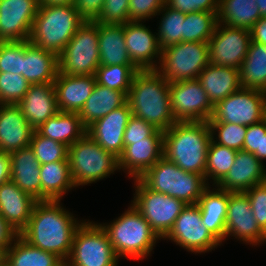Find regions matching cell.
Segmentation results:
<instances>
[{"label":"cell","instance_id":"1","mask_svg":"<svg viewBox=\"0 0 266 266\" xmlns=\"http://www.w3.org/2000/svg\"><path fill=\"white\" fill-rule=\"evenodd\" d=\"M60 203L61 200L37 201L27 226L19 235L32 246L54 253L65 262L74 233L84 220H77Z\"/></svg>","mask_w":266,"mask_h":266},{"label":"cell","instance_id":"2","mask_svg":"<svg viewBox=\"0 0 266 266\" xmlns=\"http://www.w3.org/2000/svg\"><path fill=\"white\" fill-rule=\"evenodd\" d=\"M132 115L165 132L177 121L171 111L169 82L157 70H138L127 94Z\"/></svg>","mask_w":266,"mask_h":266},{"label":"cell","instance_id":"3","mask_svg":"<svg viewBox=\"0 0 266 266\" xmlns=\"http://www.w3.org/2000/svg\"><path fill=\"white\" fill-rule=\"evenodd\" d=\"M211 140L208 121L176 122L164 132L163 156L182 170L205 178Z\"/></svg>","mask_w":266,"mask_h":266},{"label":"cell","instance_id":"4","mask_svg":"<svg viewBox=\"0 0 266 266\" xmlns=\"http://www.w3.org/2000/svg\"><path fill=\"white\" fill-rule=\"evenodd\" d=\"M130 205L116 220L99 224L106 231L119 259L143 260L151 256L153 247L161 238L134 205Z\"/></svg>","mask_w":266,"mask_h":266},{"label":"cell","instance_id":"5","mask_svg":"<svg viewBox=\"0 0 266 266\" xmlns=\"http://www.w3.org/2000/svg\"><path fill=\"white\" fill-rule=\"evenodd\" d=\"M84 22L73 4H39L29 42L58 56Z\"/></svg>","mask_w":266,"mask_h":266},{"label":"cell","instance_id":"6","mask_svg":"<svg viewBox=\"0 0 266 266\" xmlns=\"http://www.w3.org/2000/svg\"><path fill=\"white\" fill-rule=\"evenodd\" d=\"M139 180L152 191L170 195L185 204H197L209 186L203 175L184 171L164 156Z\"/></svg>","mask_w":266,"mask_h":266},{"label":"cell","instance_id":"7","mask_svg":"<svg viewBox=\"0 0 266 266\" xmlns=\"http://www.w3.org/2000/svg\"><path fill=\"white\" fill-rule=\"evenodd\" d=\"M67 158L75 187L96 183L119 171L118 158L88 134L68 148Z\"/></svg>","mask_w":266,"mask_h":266},{"label":"cell","instance_id":"8","mask_svg":"<svg viewBox=\"0 0 266 266\" xmlns=\"http://www.w3.org/2000/svg\"><path fill=\"white\" fill-rule=\"evenodd\" d=\"M118 260L102 226L85 219L74 233L65 266H118Z\"/></svg>","mask_w":266,"mask_h":266},{"label":"cell","instance_id":"9","mask_svg":"<svg viewBox=\"0 0 266 266\" xmlns=\"http://www.w3.org/2000/svg\"><path fill=\"white\" fill-rule=\"evenodd\" d=\"M99 65L98 23L85 21L58 55V72L71 76L95 75Z\"/></svg>","mask_w":266,"mask_h":266},{"label":"cell","instance_id":"10","mask_svg":"<svg viewBox=\"0 0 266 266\" xmlns=\"http://www.w3.org/2000/svg\"><path fill=\"white\" fill-rule=\"evenodd\" d=\"M209 63V42H180L162 49L156 70L173 83L197 79Z\"/></svg>","mask_w":266,"mask_h":266},{"label":"cell","instance_id":"11","mask_svg":"<svg viewBox=\"0 0 266 266\" xmlns=\"http://www.w3.org/2000/svg\"><path fill=\"white\" fill-rule=\"evenodd\" d=\"M135 193L131 203L163 239L173 228L186 204L170 195L152 191L139 179H133Z\"/></svg>","mask_w":266,"mask_h":266},{"label":"cell","instance_id":"12","mask_svg":"<svg viewBox=\"0 0 266 266\" xmlns=\"http://www.w3.org/2000/svg\"><path fill=\"white\" fill-rule=\"evenodd\" d=\"M265 106V91L241 87L214 105L208 121L249 126L265 118Z\"/></svg>","mask_w":266,"mask_h":266},{"label":"cell","instance_id":"13","mask_svg":"<svg viewBox=\"0 0 266 266\" xmlns=\"http://www.w3.org/2000/svg\"><path fill=\"white\" fill-rule=\"evenodd\" d=\"M166 239L194 254H205L222 245L202 223L197 204H186L173 228L163 238Z\"/></svg>","mask_w":266,"mask_h":266},{"label":"cell","instance_id":"14","mask_svg":"<svg viewBox=\"0 0 266 266\" xmlns=\"http://www.w3.org/2000/svg\"><path fill=\"white\" fill-rule=\"evenodd\" d=\"M171 111L177 122L208 121L214 105L197 79L170 83Z\"/></svg>","mask_w":266,"mask_h":266},{"label":"cell","instance_id":"15","mask_svg":"<svg viewBox=\"0 0 266 266\" xmlns=\"http://www.w3.org/2000/svg\"><path fill=\"white\" fill-rule=\"evenodd\" d=\"M251 42L250 30L218 23L209 39L210 64L240 69Z\"/></svg>","mask_w":266,"mask_h":266},{"label":"cell","instance_id":"16","mask_svg":"<svg viewBox=\"0 0 266 266\" xmlns=\"http://www.w3.org/2000/svg\"><path fill=\"white\" fill-rule=\"evenodd\" d=\"M229 236L256 247L266 243V233L259 227L245 192H229L225 241Z\"/></svg>","mask_w":266,"mask_h":266},{"label":"cell","instance_id":"17","mask_svg":"<svg viewBox=\"0 0 266 266\" xmlns=\"http://www.w3.org/2000/svg\"><path fill=\"white\" fill-rule=\"evenodd\" d=\"M144 23L145 21H129L124 24L126 49L131 62L139 70H156L160 64L162 49L157 33H153Z\"/></svg>","mask_w":266,"mask_h":266},{"label":"cell","instance_id":"18","mask_svg":"<svg viewBox=\"0 0 266 266\" xmlns=\"http://www.w3.org/2000/svg\"><path fill=\"white\" fill-rule=\"evenodd\" d=\"M38 0H0V42L29 40Z\"/></svg>","mask_w":266,"mask_h":266},{"label":"cell","instance_id":"19","mask_svg":"<svg viewBox=\"0 0 266 266\" xmlns=\"http://www.w3.org/2000/svg\"><path fill=\"white\" fill-rule=\"evenodd\" d=\"M163 150L164 132L156 130L150 137L127 145L118 158V168L127 172L128 177L139 179L163 157Z\"/></svg>","mask_w":266,"mask_h":266},{"label":"cell","instance_id":"20","mask_svg":"<svg viewBox=\"0 0 266 266\" xmlns=\"http://www.w3.org/2000/svg\"><path fill=\"white\" fill-rule=\"evenodd\" d=\"M131 116L132 111L129 103L126 102L106 116L94 121L87 127L86 134L105 151L119 158L124 151V131Z\"/></svg>","mask_w":266,"mask_h":266},{"label":"cell","instance_id":"21","mask_svg":"<svg viewBox=\"0 0 266 266\" xmlns=\"http://www.w3.org/2000/svg\"><path fill=\"white\" fill-rule=\"evenodd\" d=\"M265 181V165L253 153L239 150L229 172L216 186L230 193H238Z\"/></svg>","mask_w":266,"mask_h":266},{"label":"cell","instance_id":"22","mask_svg":"<svg viewBox=\"0 0 266 266\" xmlns=\"http://www.w3.org/2000/svg\"><path fill=\"white\" fill-rule=\"evenodd\" d=\"M34 128L15 104H0V151L12 153L30 146Z\"/></svg>","mask_w":266,"mask_h":266},{"label":"cell","instance_id":"23","mask_svg":"<svg viewBox=\"0 0 266 266\" xmlns=\"http://www.w3.org/2000/svg\"><path fill=\"white\" fill-rule=\"evenodd\" d=\"M37 201L12 180L0 186V216L17 234L27 226Z\"/></svg>","mask_w":266,"mask_h":266},{"label":"cell","instance_id":"24","mask_svg":"<svg viewBox=\"0 0 266 266\" xmlns=\"http://www.w3.org/2000/svg\"><path fill=\"white\" fill-rule=\"evenodd\" d=\"M17 106L34 130L38 129L59 112L53 83L31 84Z\"/></svg>","mask_w":266,"mask_h":266},{"label":"cell","instance_id":"25","mask_svg":"<svg viewBox=\"0 0 266 266\" xmlns=\"http://www.w3.org/2000/svg\"><path fill=\"white\" fill-rule=\"evenodd\" d=\"M95 84V75L71 76L58 72L53 85L59 111L79 113Z\"/></svg>","mask_w":266,"mask_h":266},{"label":"cell","instance_id":"26","mask_svg":"<svg viewBox=\"0 0 266 266\" xmlns=\"http://www.w3.org/2000/svg\"><path fill=\"white\" fill-rule=\"evenodd\" d=\"M228 202L229 192L216 185L213 189L208 186L197 202L202 223L221 243L225 241Z\"/></svg>","mask_w":266,"mask_h":266},{"label":"cell","instance_id":"27","mask_svg":"<svg viewBox=\"0 0 266 266\" xmlns=\"http://www.w3.org/2000/svg\"><path fill=\"white\" fill-rule=\"evenodd\" d=\"M11 180L24 192L41 200L40 162L28 146L10 153Z\"/></svg>","mask_w":266,"mask_h":266},{"label":"cell","instance_id":"28","mask_svg":"<svg viewBox=\"0 0 266 266\" xmlns=\"http://www.w3.org/2000/svg\"><path fill=\"white\" fill-rule=\"evenodd\" d=\"M57 74L58 56L25 40L22 76L30 84H52Z\"/></svg>","mask_w":266,"mask_h":266},{"label":"cell","instance_id":"29","mask_svg":"<svg viewBox=\"0 0 266 266\" xmlns=\"http://www.w3.org/2000/svg\"><path fill=\"white\" fill-rule=\"evenodd\" d=\"M197 80L206 91L213 105L241 88L239 69L208 64Z\"/></svg>","mask_w":266,"mask_h":266},{"label":"cell","instance_id":"30","mask_svg":"<svg viewBox=\"0 0 266 266\" xmlns=\"http://www.w3.org/2000/svg\"><path fill=\"white\" fill-rule=\"evenodd\" d=\"M127 102V94L95 84L91 95L78 113L83 125L87 128L94 121L106 116L111 111Z\"/></svg>","mask_w":266,"mask_h":266},{"label":"cell","instance_id":"31","mask_svg":"<svg viewBox=\"0 0 266 266\" xmlns=\"http://www.w3.org/2000/svg\"><path fill=\"white\" fill-rule=\"evenodd\" d=\"M100 65H134L126 49L124 24L98 23Z\"/></svg>","mask_w":266,"mask_h":266},{"label":"cell","instance_id":"32","mask_svg":"<svg viewBox=\"0 0 266 266\" xmlns=\"http://www.w3.org/2000/svg\"><path fill=\"white\" fill-rule=\"evenodd\" d=\"M86 129L77 112L59 111L36 131L40 135L58 141L69 148L86 134Z\"/></svg>","mask_w":266,"mask_h":266},{"label":"cell","instance_id":"33","mask_svg":"<svg viewBox=\"0 0 266 266\" xmlns=\"http://www.w3.org/2000/svg\"><path fill=\"white\" fill-rule=\"evenodd\" d=\"M1 260L8 266H65L56 254L32 246L19 234Z\"/></svg>","mask_w":266,"mask_h":266},{"label":"cell","instance_id":"34","mask_svg":"<svg viewBox=\"0 0 266 266\" xmlns=\"http://www.w3.org/2000/svg\"><path fill=\"white\" fill-rule=\"evenodd\" d=\"M41 200H61L75 188L70 173L69 161L40 165Z\"/></svg>","mask_w":266,"mask_h":266},{"label":"cell","instance_id":"35","mask_svg":"<svg viewBox=\"0 0 266 266\" xmlns=\"http://www.w3.org/2000/svg\"><path fill=\"white\" fill-rule=\"evenodd\" d=\"M260 18L261 14L255 0H219L218 23L250 30Z\"/></svg>","mask_w":266,"mask_h":266},{"label":"cell","instance_id":"36","mask_svg":"<svg viewBox=\"0 0 266 266\" xmlns=\"http://www.w3.org/2000/svg\"><path fill=\"white\" fill-rule=\"evenodd\" d=\"M239 75L241 87L266 92V45L250 42Z\"/></svg>","mask_w":266,"mask_h":266},{"label":"cell","instance_id":"37","mask_svg":"<svg viewBox=\"0 0 266 266\" xmlns=\"http://www.w3.org/2000/svg\"><path fill=\"white\" fill-rule=\"evenodd\" d=\"M217 24V11L186 13L183 22V42H209Z\"/></svg>","mask_w":266,"mask_h":266},{"label":"cell","instance_id":"38","mask_svg":"<svg viewBox=\"0 0 266 266\" xmlns=\"http://www.w3.org/2000/svg\"><path fill=\"white\" fill-rule=\"evenodd\" d=\"M236 154V150L210 141L205 167V180L208 185H217L227 175Z\"/></svg>","mask_w":266,"mask_h":266},{"label":"cell","instance_id":"39","mask_svg":"<svg viewBox=\"0 0 266 266\" xmlns=\"http://www.w3.org/2000/svg\"><path fill=\"white\" fill-rule=\"evenodd\" d=\"M157 15L161 16L157 28L161 49L183 42V22H185L186 13L171 9L165 4Z\"/></svg>","mask_w":266,"mask_h":266},{"label":"cell","instance_id":"40","mask_svg":"<svg viewBox=\"0 0 266 266\" xmlns=\"http://www.w3.org/2000/svg\"><path fill=\"white\" fill-rule=\"evenodd\" d=\"M138 70L135 65H99L95 73L96 83L128 94Z\"/></svg>","mask_w":266,"mask_h":266},{"label":"cell","instance_id":"41","mask_svg":"<svg viewBox=\"0 0 266 266\" xmlns=\"http://www.w3.org/2000/svg\"><path fill=\"white\" fill-rule=\"evenodd\" d=\"M208 124L211 131V139L214 143L236 151L243 150L247 126L233 123H220L218 121H208Z\"/></svg>","mask_w":266,"mask_h":266},{"label":"cell","instance_id":"42","mask_svg":"<svg viewBox=\"0 0 266 266\" xmlns=\"http://www.w3.org/2000/svg\"><path fill=\"white\" fill-rule=\"evenodd\" d=\"M30 147L33 149L40 165L58 161H68V147L58 141L33 133Z\"/></svg>","mask_w":266,"mask_h":266},{"label":"cell","instance_id":"43","mask_svg":"<svg viewBox=\"0 0 266 266\" xmlns=\"http://www.w3.org/2000/svg\"><path fill=\"white\" fill-rule=\"evenodd\" d=\"M30 85L20 74L0 73V104L17 105L29 90Z\"/></svg>","mask_w":266,"mask_h":266},{"label":"cell","instance_id":"44","mask_svg":"<svg viewBox=\"0 0 266 266\" xmlns=\"http://www.w3.org/2000/svg\"><path fill=\"white\" fill-rule=\"evenodd\" d=\"M25 41L0 42V73L22 75Z\"/></svg>","mask_w":266,"mask_h":266},{"label":"cell","instance_id":"45","mask_svg":"<svg viewBox=\"0 0 266 266\" xmlns=\"http://www.w3.org/2000/svg\"><path fill=\"white\" fill-rule=\"evenodd\" d=\"M243 150L253 153L262 163L266 159V119L247 126Z\"/></svg>","mask_w":266,"mask_h":266},{"label":"cell","instance_id":"46","mask_svg":"<svg viewBox=\"0 0 266 266\" xmlns=\"http://www.w3.org/2000/svg\"><path fill=\"white\" fill-rule=\"evenodd\" d=\"M129 21V0H104L102 11L94 22L123 25Z\"/></svg>","mask_w":266,"mask_h":266},{"label":"cell","instance_id":"47","mask_svg":"<svg viewBox=\"0 0 266 266\" xmlns=\"http://www.w3.org/2000/svg\"><path fill=\"white\" fill-rule=\"evenodd\" d=\"M245 193L259 227L266 233V181L253 186Z\"/></svg>","mask_w":266,"mask_h":266},{"label":"cell","instance_id":"48","mask_svg":"<svg viewBox=\"0 0 266 266\" xmlns=\"http://www.w3.org/2000/svg\"><path fill=\"white\" fill-rule=\"evenodd\" d=\"M164 5L165 0H129L130 21H146L152 19Z\"/></svg>","mask_w":266,"mask_h":266},{"label":"cell","instance_id":"49","mask_svg":"<svg viewBox=\"0 0 266 266\" xmlns=\"http://www.w3.org/2000/svg\"><path fill=\"white\" fill-rule=\"evenodd\" d=\"M156 130L145 120L132 115L124 131V148L132 144V141H139L150 137Z\"/></svg>","mask_w":266,"mask_h":266},{"label":"cell","instance_id":"50","mask_svg":"<svg viewBox=\"0 0 266 266\" xmlns=\"http://www.w3.org/2000/svg\"><path fill=\"white\" fill-rule=\"evenodd\" d=\"M171 9L182 13L196 11H218L219 0H165Z\"/></svg>","mask_w":266,"mask_h":266},{"label":"cell","instance_id":"51","mask_svg":"<svg viewBox=\"0 0 266 266\" xmlns=\"http://www.w3.org/2000/svg\"><path fill=\"white\" fill-rule=\"evenodd\" d=\"M104 0H74L73 5L84 21H95L102 11Z\"/></svg>","mask_w":266,"mask_h":266},{"label":"cell","instance_id":"52","mask_svg":"<svg viewBox=\"0 0 266 266\" xmlns=\"http://www.w3.org/2000/svg\"><path fill=\"white\" fill-rule=\"evenodd\" d=\"M17 232L0 216V256L2 257L17 236Z\"/></svg>","mask_w":266,"mask_h":266},{"label":"cell","instance_id":"53","mask_svg":"<svg viewBox=\"0 0 266 266\" xmlns=\"http://www.w3.org/2000/svg\"><path fill=\"white\" fill-rule=\"evenodd\" d=\"M251 41L266 45V18H260L250 29Z\"/></svg>","mask_w":266,"mask_h":266},{"label":"cell","instance_id":"54","mask_svg":"<svg viewBox=\"0 0 266 266\" xmlns=\"http://www.w3.org/2000/svg\"><path fill=\"white\" fill-rule=\"evenodd\" d=\"M11 180V158L9 153L0 151V186Z\"/></svg>","mask_w":266,"mask_h":266},{"label":"cell","instance_id":"55","mask_svg":"<svg viewBox=\"0 0 266 266\" xmlns=\"http://www.w3.org/2000/svg\"><path fill=\"white\" fill-rule=\"evenodd\" d=\"M39 4L51 5V4H73L74 0H38Z\"/></svg>","mask_w":266,"mask_h":266},{"label":"cell","instance_id":"56","mask_svg":"<svg viewBox=\"0 0 266 266\" xmlns=\"http://www.w3.org/2000/svg\"><path fill=\"white\" fill-rule=\"evenodd\" d=\"M257 6L259 7V11L261 14V18H266V0H255Z\"/></svg>","mask_w":266,"mask_h":266},{"label":"cell","instance_id":"57","mask_svg":"<svg viewBox=\"0 0 266 266\" xmlns=\"http://www.w3.org/2000/svg\"><path fill=\"white\" fill-rule=\"evenodd\" d=\"M0 266H8V265L4 263L2 260H0Z\"/></svg>","mask_w":266,"mask_h":266}]
</instances>
